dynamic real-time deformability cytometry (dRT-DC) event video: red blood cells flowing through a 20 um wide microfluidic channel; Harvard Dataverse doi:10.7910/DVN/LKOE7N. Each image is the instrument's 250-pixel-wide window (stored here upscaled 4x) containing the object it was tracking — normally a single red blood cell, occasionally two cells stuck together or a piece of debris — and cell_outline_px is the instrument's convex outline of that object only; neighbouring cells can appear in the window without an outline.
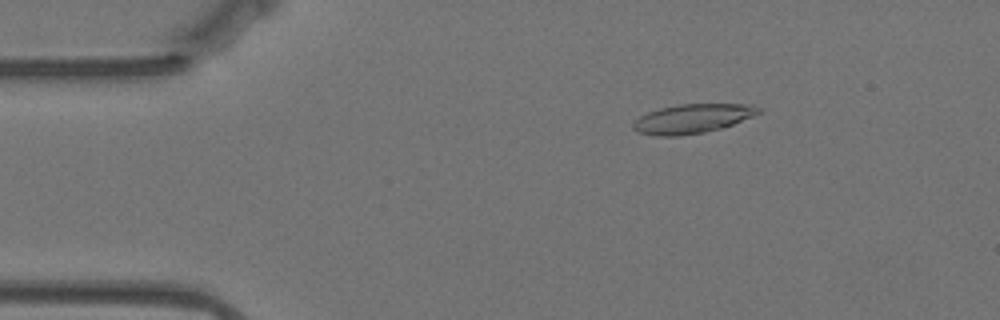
{"species": "Egyptian fruit bat (a non-hibernating species)", "species_latin": "Rousettus aegyptiacus", "temperature_condition": "warm", "stored_images_in_passage": 57, "camera_frame_rate_fps": 3000, "um_per_image_px": 0.085, "animal": {"sex": "female"}, "frame": {"image": 1, "passage_image": 9, "time_ms": 2.667, "image_size_px": [1000, 320], "cell_outline_px": [[764, 108], [760, 112], [752, 116], [732, 124], [720, 128], [704, 132], [680, 136], [656, 136], [636, 132], [632, 128], [632, 124], [640, 116], [648, 112], [660, 108], [680, 104], [752, 104]], "centroid_in_image_um": [58.84, 10.08], "position_along_channel_um": 26.2, "area_um2": 21.33}}
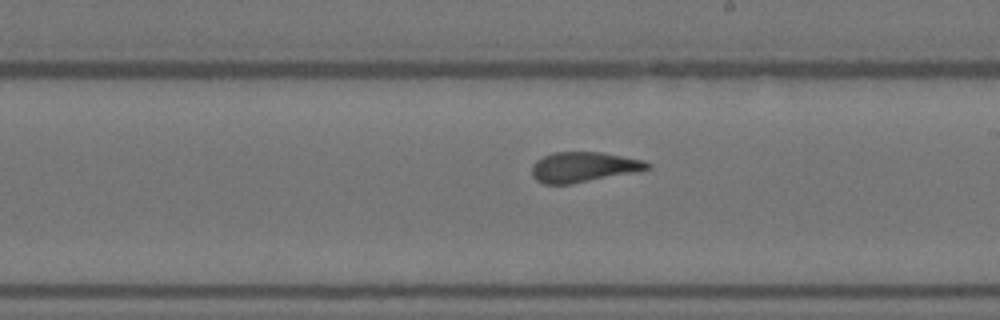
{"frame": {"image": 2, "passage_image": 32, "time_ms": 10.333, "image_size_px": [1000, 320], "cell_outline_px": [[652, 168], [636, 172], [572, 184], [544, 184], [536, 180], [532, 176], [532, 164], [536, 160], [552, 152], [600, 152], [644, 160], [652, 164]], "centroid_in_image_um": [49.61, 14.2], "position_along_channel_um": 239.4, "area_um2": 20.46}}
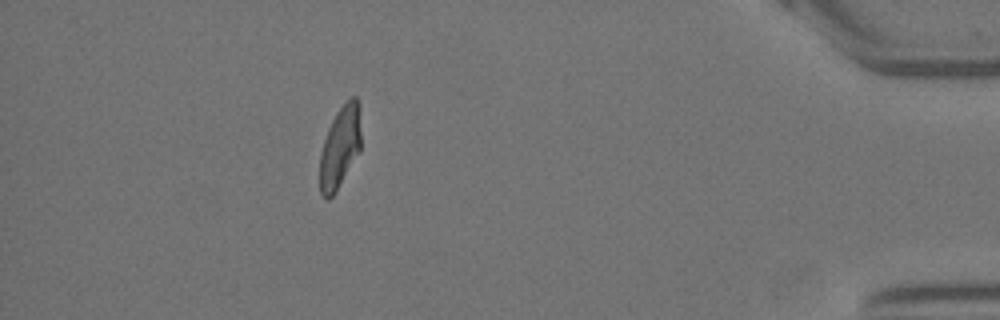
{"frame": {"image": 3, "passage_image": 51, "time_ms": 16.667, "image_size_px": [1000, 320], "cell_outline_px": [[360, 152], [336, 192], [328, 200], [324, 200], [320, 192], [320, 152], [328, 128], [336, 112], [348, 96], [356, 96], [360, 104]], "centroid_in_image_um": [28.91, 12.49], "position_along_channel_um": 406.3, "area_um2": 20.11}, "authors_computed_cell_mechanics": {"area_um2": 20.6346, "velocity_mm_per_s": 3.521, "shape_relaxation_time_tau1_ms": 4.3894, "shape_relaxation_time_tau2_ms": 1.6736, "deformation_change_tau1": 0.1972, "deformation_change_tau2": 0.0913}}